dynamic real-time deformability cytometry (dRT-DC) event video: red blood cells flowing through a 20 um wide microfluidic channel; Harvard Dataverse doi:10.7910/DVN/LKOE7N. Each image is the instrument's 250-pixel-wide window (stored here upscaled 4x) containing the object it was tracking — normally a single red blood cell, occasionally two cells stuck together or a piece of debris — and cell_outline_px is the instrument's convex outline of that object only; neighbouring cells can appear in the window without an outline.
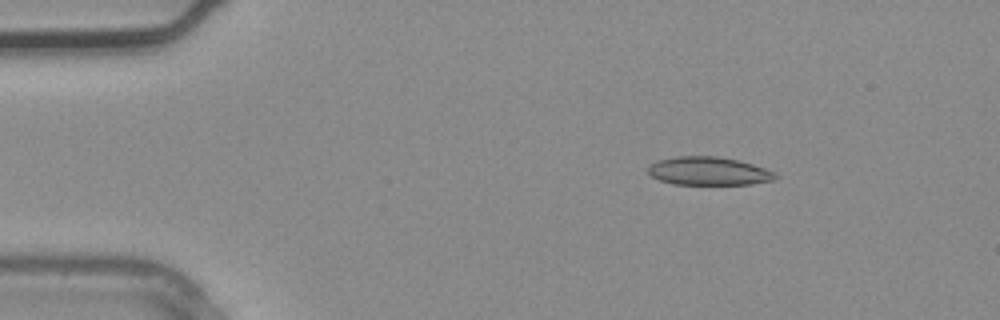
{"species": "common noctule bat (a hibernating species)", "species_latin": "Nyctalus noctula", "temperature_condition": "warm", "stored_images_in_passage": 2, "camera_frame_rate_fps": 3000, "um_per_image_px": 0.085, "animal": {"sex": "male", "body_mass_g": 20.4}, "frame": {"image": 1, "passage_image": 1, "time_ms": 0.0, "image_size_px": [1000, 320], "cell_outline_px": [[780, 176], [776, 180], [752, 184], [672, 184], [660, 180], [652, 176], [648, 172], [648, 164], [656, 160], [676, 156], [716, 156], [736, 160], [752, 164], [776, 172]], "centroid_in_image_um": [60.24, 14.54], "position_along_channel_um": 24.8, "area_um2": 21.15}}